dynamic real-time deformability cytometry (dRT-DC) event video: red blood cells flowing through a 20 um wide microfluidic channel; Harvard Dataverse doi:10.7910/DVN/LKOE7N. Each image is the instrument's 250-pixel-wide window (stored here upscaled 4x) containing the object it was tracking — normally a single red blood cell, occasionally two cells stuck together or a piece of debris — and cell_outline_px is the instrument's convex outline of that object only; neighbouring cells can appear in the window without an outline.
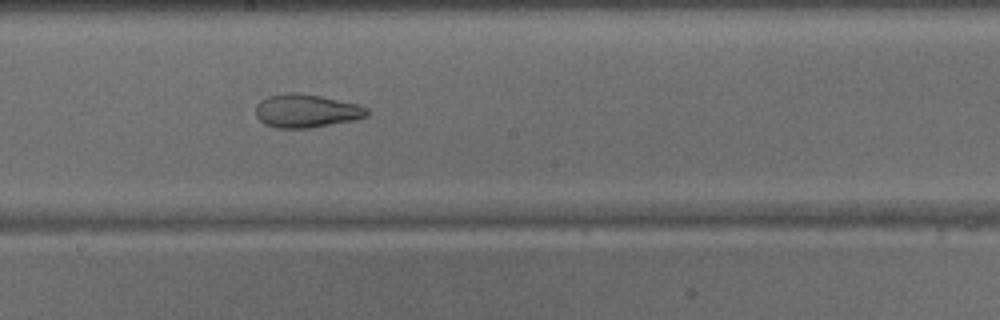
{"species": "common noctule bat (a hibernating species)", "species_latin": "Nyctalus noctula", "temperature_condition": "warm", "stored_images_in_passage": 39, "camera_frame_rate_fps": 3000, "um_per_image_px": 0.085, "animal": {"sex": "male", "body_mass_g": 15.6}, "frame": {"image": 1, "passage_image": 17, "time_ms": 5.333, "image_size_px": [1000, 320], "cell_outline_px": [[368, 116], [352, 120], [308, 128], [276, 128], [264, 124], [256, 116], [256, 104], [260, 100], [268, 96], [284, 92], [292, 92], [320, 96], [360, 104], [368, 108]], "centroid_in_image_um": [26.01, 9.41], "position_along_channel_um": 222.2, "area_um2": 21.68}}
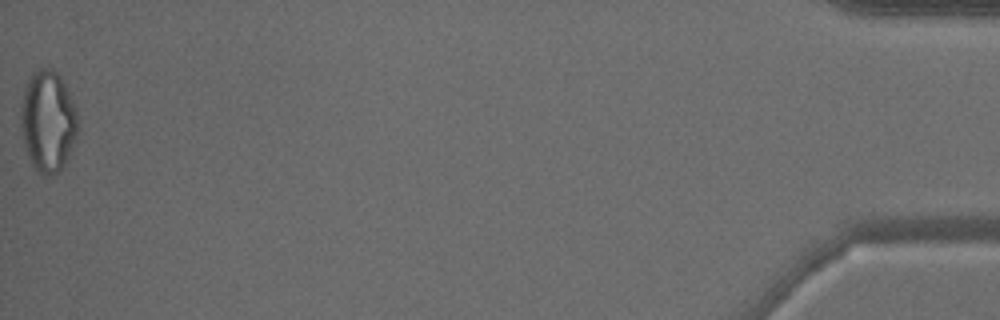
{"frame": {"image": 2, "passage_image": 39, "time_ms": 12.667, "image_size_px": [1000, 320], "cell_outline_px": [[76, 136], [68, 156], [64, 164], [52, 176], [40, 176], [36, 172], [24, 148], [20, 128], [20, 108], [24, 88], [28, 80], [36, 68], [52, 68], [60, 76], [76, 108]], "centroid_in_image_um": [4.02, 10.32], "position_along_channel_um": 431.2, "area_um2": 33.76}}